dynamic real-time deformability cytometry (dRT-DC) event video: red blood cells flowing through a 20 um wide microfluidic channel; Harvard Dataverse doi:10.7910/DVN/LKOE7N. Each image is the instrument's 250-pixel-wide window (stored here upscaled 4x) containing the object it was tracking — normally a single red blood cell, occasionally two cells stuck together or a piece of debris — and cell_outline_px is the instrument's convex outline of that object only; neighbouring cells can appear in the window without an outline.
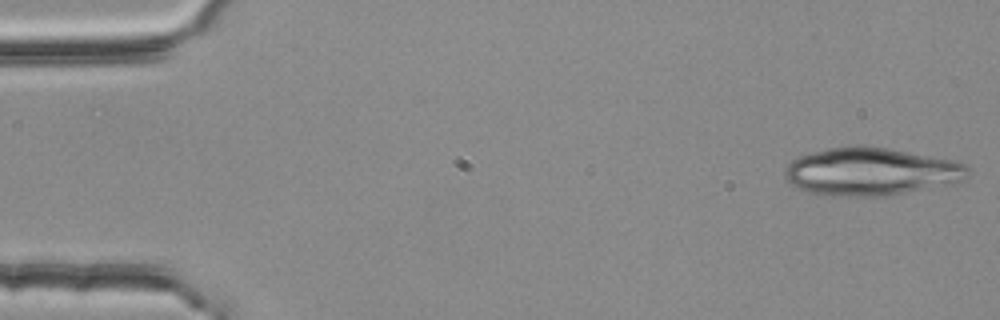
{"species": "common noctule bat (a hibernating species)", "species_latin": "Nyctalus noctula", "temperature_condition": "room temperature", "stored_images_in_passage": 41, "camera_frame_rate_fps": 3000, "um_per_image_px": 0.085, "animal": {"sex": "female", "body_mass_g": 25.1}, "frame": {"image": 1, "passage_image": 1, "time_ms": 0.0, "image_size_px": [1000, 320], "cell_outline_px": [[968, 176], [964, 180], [952, 184], [884, 196], [832, 196], [808, 192], [796, 188], [784, 176], [784, 168], [792, 160], [800, 156], [812, 152], [828, 148], [884, 148], [908, 152], [968, 164]], "centroid_in_image_um": [74.01, 14.63], "position_along_channel_um": 11.0, "area_um2": 50.11}}
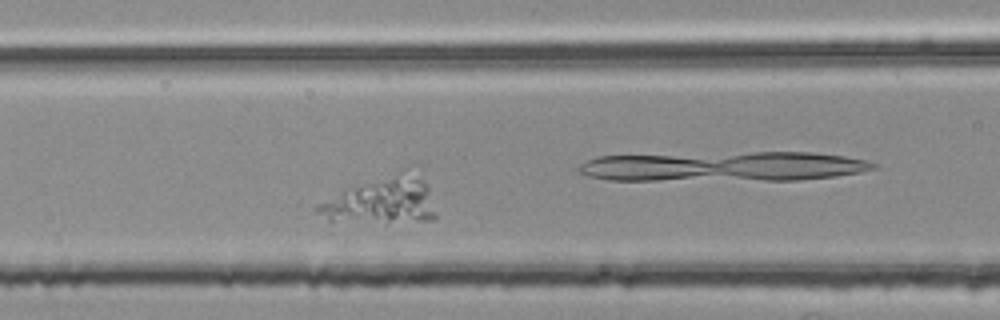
{"frame": {"image": 2, "passage_image": 19, "time_ms": 6.0, "image_size_px": [1000, 320], "cell_outline_px": [[436, 216], [432, 220], [328, 220], [316, 212], [312, 208], [316, 204], [352, 188], [408, 164], [428, 184]], "centroid_in_image_um": [32.54, 16.95], "position_along_channel_um": 134.1, "area_um2": 31.56}}
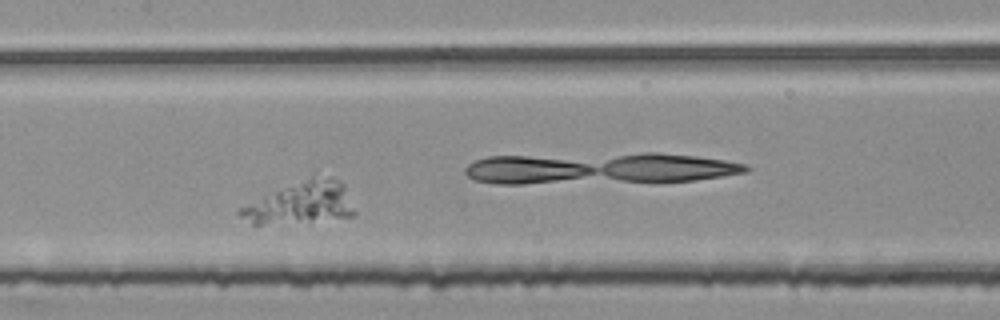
{"frame": {"image": 3, "passage_image": 23, "time_ms": 7.333, "image_size_px": [1000, 320], "cell_outline_px": [[356, 216], [308, 224], [252, 224], [240, 216], [236, 212], [240, 208], [268, 192], [312, 172], [340, 180], [344, 184], [356, 212]], "centroid_in_image_um": [25.62, 17.23], "position_along_channel_um": 181.8, "area_um2": 29.77}}